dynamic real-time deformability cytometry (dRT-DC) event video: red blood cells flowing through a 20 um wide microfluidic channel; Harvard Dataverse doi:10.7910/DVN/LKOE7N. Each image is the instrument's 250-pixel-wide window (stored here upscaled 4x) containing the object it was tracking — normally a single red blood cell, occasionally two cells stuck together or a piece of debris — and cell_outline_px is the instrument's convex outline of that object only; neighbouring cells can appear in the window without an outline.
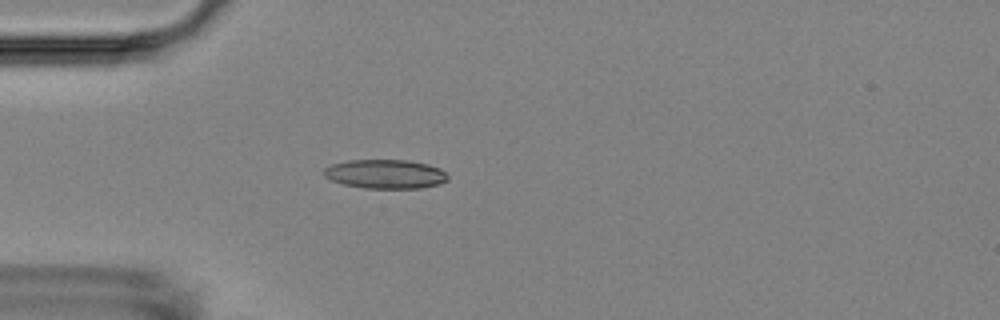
{"species": "Egyptian fruit bat (a non-hibernating species)", "species_latin": "Rousettus aegyptiacus", "temperature_condition": "room temperature", "stored_images_in_passage": 5, "camera_frame_rate_fps": 3000, "um_per_image_px": 0.085, "animal": {"sex": "female"}, "frame": {"image": 1, "passage_image": 5, "time_ms": 4.667, "image_size_px": [1000, 320], "cell_outline_px": [[448, 180], [440, 184], [420, 188], [364, 188], [344, 184], [332, 180], [324, 176], [324, 168], [332, 164], [348, 160], [408, 160], [428, 164], [440, 168], [448, 176]], "centroid_in_image_um": [32.77, 14.79], "position_along_channel_um": 52.2, "area_um2": 20.98}}